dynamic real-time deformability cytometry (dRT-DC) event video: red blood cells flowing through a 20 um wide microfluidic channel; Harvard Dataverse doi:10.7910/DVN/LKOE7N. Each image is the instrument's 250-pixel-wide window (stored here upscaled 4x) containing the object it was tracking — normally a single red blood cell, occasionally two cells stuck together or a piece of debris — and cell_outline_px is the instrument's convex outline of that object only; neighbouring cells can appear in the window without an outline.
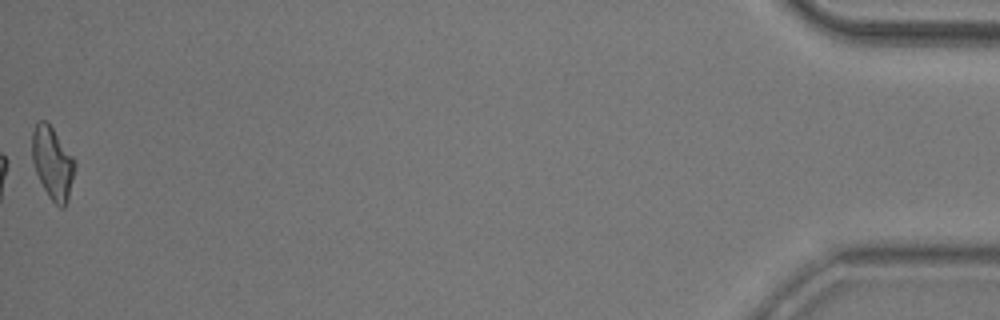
{"species": "common noctule bat (a hibernating species)", "species_latin": "Nyctalus noctula", "temperature_condition": "room temperature", "stored_images_in_passage": 38, "camera_frame_rate_fps": 3000, "um_per_image_px": 0.085, "animal": {"sex": "male", "body_mass_g": 20.5, "forearm_length_mm": 52.5}, "frame": {"image": 1, "passage_image": 38, "time_ms": 12.333, "image_size_px": [1000, 320], "cell_outline_px": [[76, 164], [68, 200], [64, 208], [60, 208], [48, 196], [36, 172], [32, 160], [32, 132], [36, 124], [40, 120], [48, 120], [76, 160]], "centroid_in_image_um": [4.48, 13.82], "position_along_channel_um": 430.7, "area_um2": 18.21}, "authors_computed_cell_mechanics": {"area_um2": 18.207, "velocity_mm_per_s": 3.8522, "shape_relaxation_time_tau1_ms": 5.279, "shape_relaxation_time_tau2_ms": 9.9412, "deformation_change_tau1": 0.1613, "deformation_change_tau2": 0.2002}}